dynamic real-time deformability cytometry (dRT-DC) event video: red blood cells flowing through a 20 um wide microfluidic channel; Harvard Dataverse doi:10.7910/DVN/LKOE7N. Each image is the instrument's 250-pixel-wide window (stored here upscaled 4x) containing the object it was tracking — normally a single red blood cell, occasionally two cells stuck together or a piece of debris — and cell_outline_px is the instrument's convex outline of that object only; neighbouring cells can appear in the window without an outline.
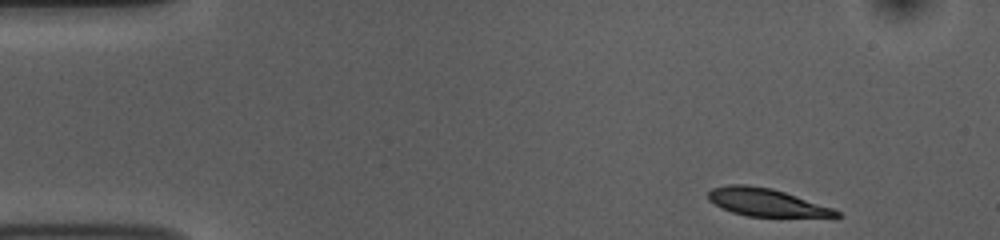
{"species": "common noctule bat (a hibernating species)", "species_latin": "Nyctalus noctula", "temperature_condition": "room temperature", "stored_images_in_passage": 49, "camera_frame_rate_fps": 3000, "um_per_image_px": 0.085, "animal": {"sex": "female", "body_mass_g": 10.0, "forearm_length_mm": 53.1}, "frame": {"image": 1, "passage_image": 1, "time_ms": 0.0, "image_size_px": [1000, 240], "cell_outline_px": [[840, 216], [748, 216], [732, 212], [708, 200], [708, 192], [712, 188], [728, 184], [744, 184], [772, 188], [832, 208], [840, 212]], "centroid_in_image_um": [65.07, 17.18], "position_along_channel_um": 19.9, "area_um2": 20.17}}
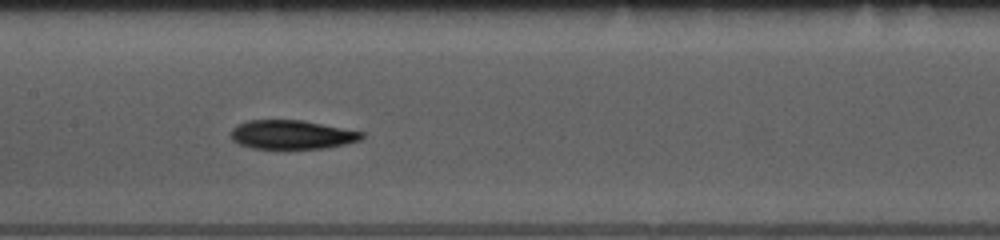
{"frame": {"image": 2, "passage_image": 21, "time_ms": 6.667, "image_size_px": [1000, 240], "cell_outline_px": [[364, 136], [360, 140], [344, 144], [324, 148], [252, 148], [240, 144], [232, 140], [232, 128], [236, 124], [248, 120], [304, 120], [364, 132]], "centroid_in_image_um": [24.81, 11.43], "position_along_channel_um": 182.6, "area_um2": 21.96}}
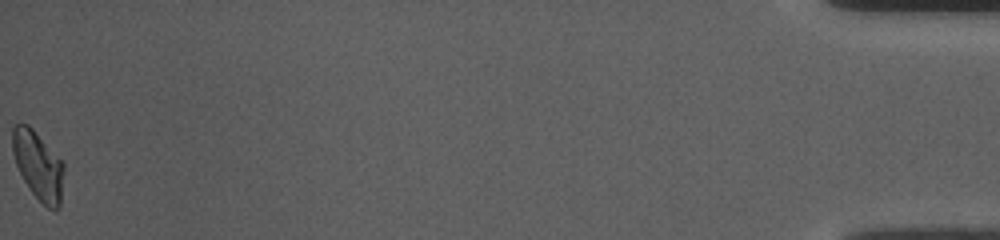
{"frame": {"image": 3, "passage_image": 49, "time_ms": 16.0, "image_size_px": [1000, 240], "cell_outline_px": [[64, 168], [60, 208], [48, 208], [28, 188], [16, 164], [12, 152], [12, 128], [16, 124], [28, 124], [32, 128], [64, 164]], "centroid_in_image_um": [3.23, 14.06], "position_along_channel_um": 432.0, "area_um2": 20.11}, "authors_computed_cell_mechanics": {"area_um2": 21.8484, "velocity_mm_per_s": 3.7185, "shape_relaxation_time_tau1_ms": 3.8904, "shape_relaxation_time_tau2_ms": 6.8571, "deformation_change_tau1": 0.1192, "deformation_change_tau2": 0.1159}}